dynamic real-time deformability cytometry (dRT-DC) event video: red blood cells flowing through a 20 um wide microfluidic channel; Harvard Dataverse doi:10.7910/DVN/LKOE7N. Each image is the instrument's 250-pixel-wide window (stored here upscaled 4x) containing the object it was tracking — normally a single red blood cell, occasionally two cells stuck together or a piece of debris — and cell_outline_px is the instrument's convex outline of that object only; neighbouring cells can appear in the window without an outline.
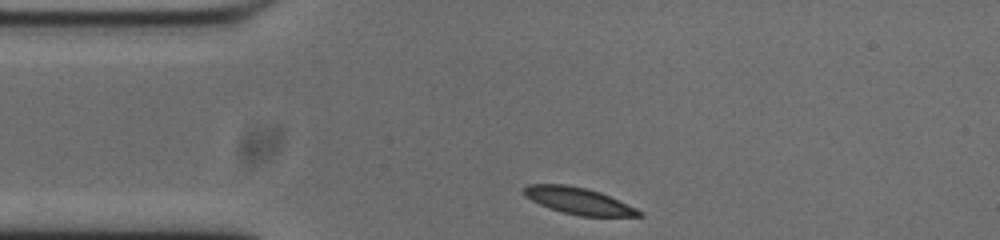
{"species": "common noctule bat (a hibernating species)", "species_latin": "Nyctalus noctula", "temperature_condition": "cold", "stored_images_in_passage": 33, "camera_frame_rate_fps": 3000, "um_per_image_px": 0.085, "animal": {"sex": "male", "body_mass_g": 20.0, "forearm_length_mm": 53.3}, "frame": {"image": 1, "passage_image": 1, "time_ms": 0.0, "image_size_px": [1000, 240], "cell_outline_px": [[644, 216], [580, 216], [564, 212], [540, 204], [524, 196], [524, 188], [528, 184], [564, 184], [584, 188], [600, 192], [636, 208], [644, 212]], "centroid_in_image_um": [49.2, 17.07], "position_along_channel_um": 35.8, "area_um2": 17.57}}
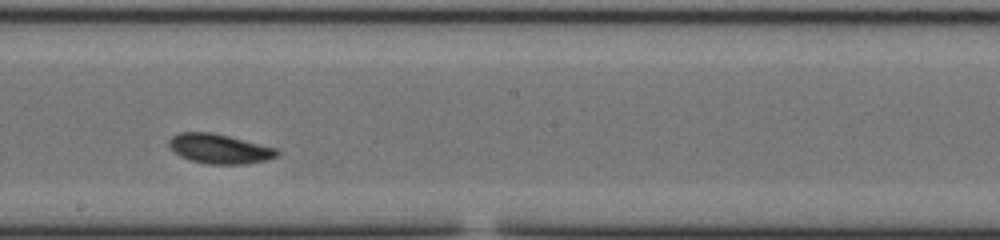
{"frame": {"image": 2, "passage_image": 19, "time_ms": 6.0, "image_size_px": [1000, 240], "cell_outline_px": [[280, 152], [276, 156], [268, 160], [244, 164], [208, 164], [188, 160], [180, 156], [168, 148], [168, 140], [172, 136], [180, 132], [212, 132], [276, 148]], "centroid_in_image_um": [18.6, 12.65], "position_along_channel_um": 229.6, "area_um2": 18.73}}
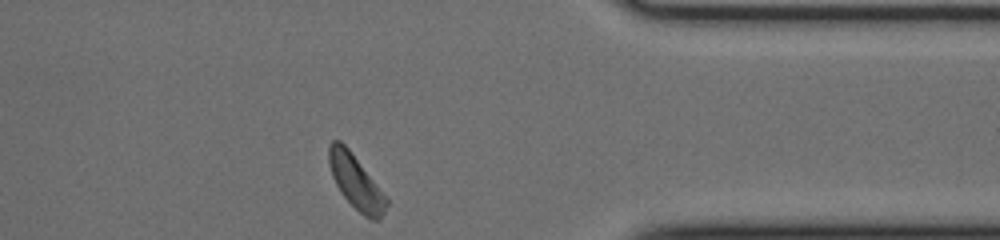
{"frame": {"image": 3, "passage_image": 33, "time_ms": 10.667, "image_size_px": [1000, 240], "cell_outline_px": [[388, 204], [380, 220], [372, 220], [364, 216], [340, 192], [332, 176], [328, 164], [328, 144], [332, 140], [340, 140], [348, 148], [388, 200]], "centroid_in_image_um": [30.21, 15.46], "position_along_channel_um": 381.2, "area_um2": 17.69}, "authors_computed_cell_mechanics": {"area_um2": 18.4382, "velocity_mm_per_s": 3.655, "shape_relaxation_time_tau1_ms": 2.4625, "shape_relaxation_time_tau2_ms": null, "deformation_change_tau1": 0.1061, "deformation_change_tau2": null}}